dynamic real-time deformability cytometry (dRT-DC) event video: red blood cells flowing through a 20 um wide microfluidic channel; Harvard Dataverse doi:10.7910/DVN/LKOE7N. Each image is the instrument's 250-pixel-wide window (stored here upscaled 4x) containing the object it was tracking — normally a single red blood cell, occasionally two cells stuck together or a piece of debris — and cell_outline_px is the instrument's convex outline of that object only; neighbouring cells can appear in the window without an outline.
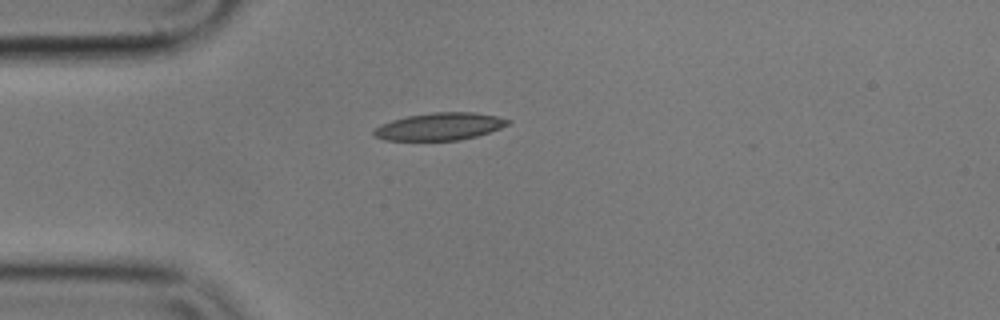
{"species": "common noctule bat (a hibernating species)", "species_latin": "Nyctalus noctula", "temperature_condition": "cold", "stored_images_in_passage": 42, "camera_frame_rate_fps": 3000, "um_per_image_px": 0.085, "animal": {"sex": "male", "body_mass_g": 17.9}, "frame": {"image": 1, "passage_image": 1, "time_ms": 0.0, "image_size_px": [1000, 320], "cell_outline_px": [[512, 120], [508, 124], [500, 128], [476, 136], [460, 140], [384, 140], [376, 136], [372, 132], [380, 124], [392, 120], [408, 116], [432, 112], [476, 112], [496, 116]], "centroid_in_image_um": [37.38, 10.74], "position_along_channel_um": 47.6, "area_um2": 21.27}}
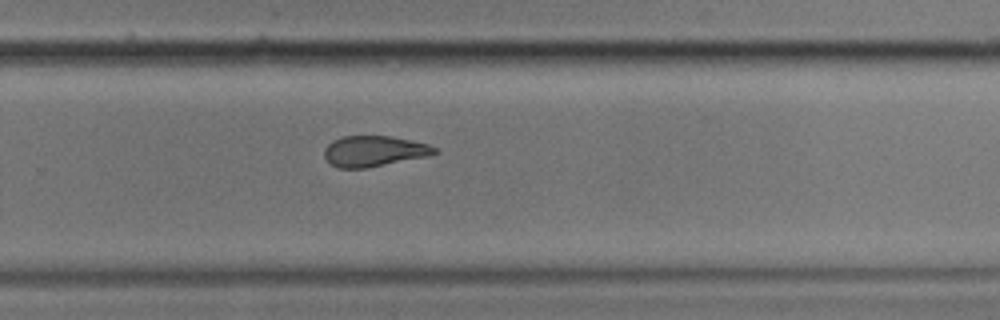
{"frame": {"image": 2, "passage_image": 23, "time_ms": 7.333, "image_size_px": [1000, 320], "cell_outline_px": [[440, 152], [428, 156], [368, 168], [340, 168], [332, 164], [324, 156], [324, 148], [332, 140], [344, 136], [392, 136], [428, 144], [436, 148]], "centroid_in_image_um": [31.81, 12.85], "position_along_channel_um": 298.0, "area_um2": 19.77}}
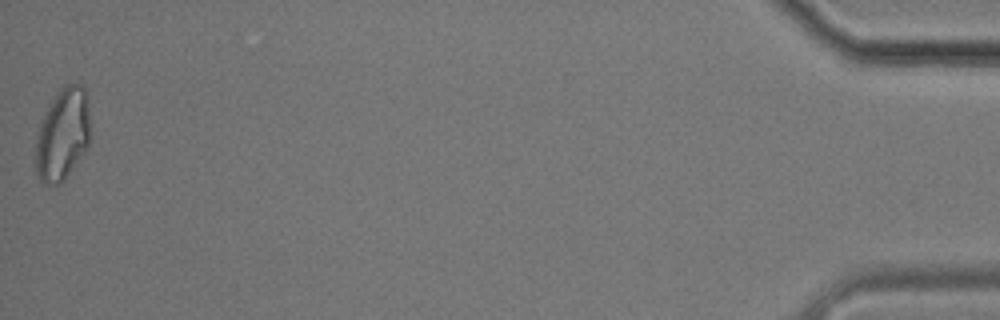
{"frame": {"image": 3, "passage_image": 42, "time_ms": 13.667, "image_size_px": [1000, 320], "cell_outline_px": [[88, 144], [84, 152], [64, 180], [60, 184], [48, 184], [40, 180], [36, 176], [36, 132], [56, 92], [64, 84], [84, 84], [88, 112]], "centroid_in_image_um": [5.3, 11.42], "position_along_channel_um": 429.9, "area_um2": 28.9}, "authors_computed_cell_mechanics": {"area_um2": 21.4727, "velocity_mm_per_s": 3.5819, "shape_relaxation_time_tau1_ms": 6.401, "shape_relaxation_time_tau2_ms": 4.3689, "deformation_change_tau1": 0.1572, "deformation_change_tau2": 0.1132}}